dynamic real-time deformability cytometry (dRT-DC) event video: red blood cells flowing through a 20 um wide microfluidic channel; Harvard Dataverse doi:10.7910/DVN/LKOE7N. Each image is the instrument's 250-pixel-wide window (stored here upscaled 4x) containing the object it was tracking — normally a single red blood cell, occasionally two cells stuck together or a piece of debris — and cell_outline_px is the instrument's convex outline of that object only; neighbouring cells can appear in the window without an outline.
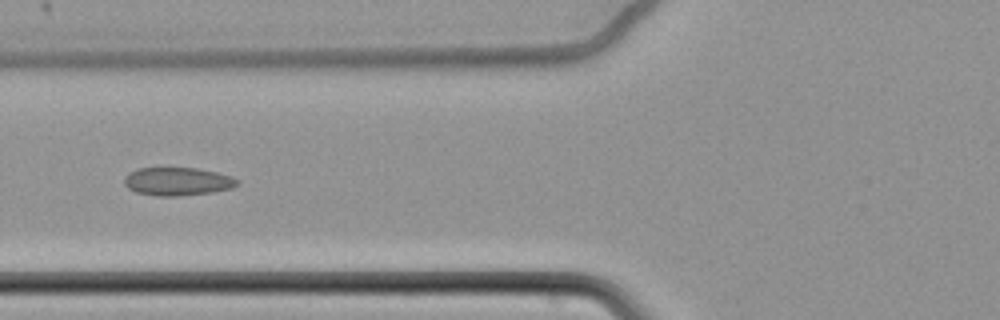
{"species": "common noctule bat (a hibernating species)", "species_latin": "Nyctalus noctula", "temperature_condition": "cold", "stored_images_in_passage": 5, "camera_frame_rate_fps": 3000, "um_per_image_px": 0.085, "animal": {"sex": "female", "body_mass_g": 22.7, "forearm_length_mm": 54.2}, "frame": {"image": 1, "passage_image": 5, "time_ms": 1.333, "image_size_px": [1000, 320], "cell_outline_px": [[240, 184], [232, 188], [212, 192], [180, 196], [156, 196], [136, 192], [128, 188], [124, 184], [124, 176], [128, 172], [136, 168], [196, 168], [216, 172], [232, 176], [240, 180]], "centroid_in_image_um": [15.09, 15.42], "position_along_channel_um": 110.7, "area_um2": 18.79}}